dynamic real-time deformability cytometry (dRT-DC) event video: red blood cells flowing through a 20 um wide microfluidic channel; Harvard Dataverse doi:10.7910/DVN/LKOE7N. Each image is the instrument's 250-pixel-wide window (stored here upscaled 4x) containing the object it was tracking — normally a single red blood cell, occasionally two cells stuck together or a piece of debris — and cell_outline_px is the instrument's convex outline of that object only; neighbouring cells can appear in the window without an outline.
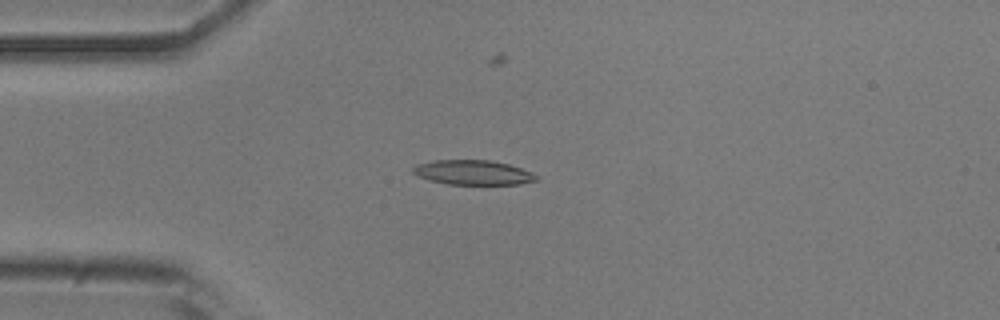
{"species": "common noctule bat (a hibernating species)", "species_latin": "Nyctalus noctula", "temperature_condition": "room temperature", "stored_images_in_passage": 42, "camera_frame_rate_fps": 3000, "um_per_image_px": 0.085, "animal": {"sex": "male", "body_mass_g": 20.5, "forearm_length_mm": 52.5}, "frame": {"image": 1, "passage_image": 13, "time_ms": 4.0, "image_size_px": [1000, 320], "cell_outline_px": [[536, 180], [520, 184], [448, 184], [416, 176], [412, 172], [412, 168], [416, 164], [436, 160], [492, 160], [508, 164], [532, 172], [536, 176]], "centroid_in_image_um": [40.17, 14.65], "position_along_channel_um": 44.8, "area_um2": 17.57}}
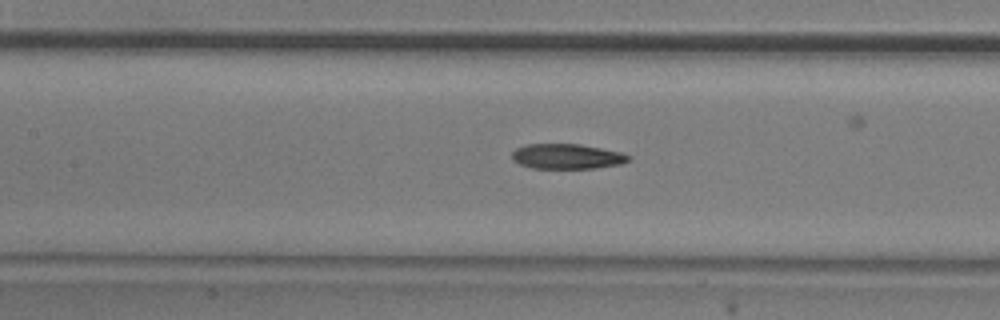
{"frame": {"image": 2, "passage_image": 23, "time_ms": 7.333, "image_size_px": [1000, 320], "cell_outline_px": [[632, 156], [628, 160], [620, 164], [596, 168], [532, 168], [520, 164], [512, 160], [512, 152], [516, 148], [528, 144], [580, 144], [620, 152]], "centroid_in_image_um": [48.17, 13.29], "position_along_channel_um": 159.2, "area_um2": 16.94}}
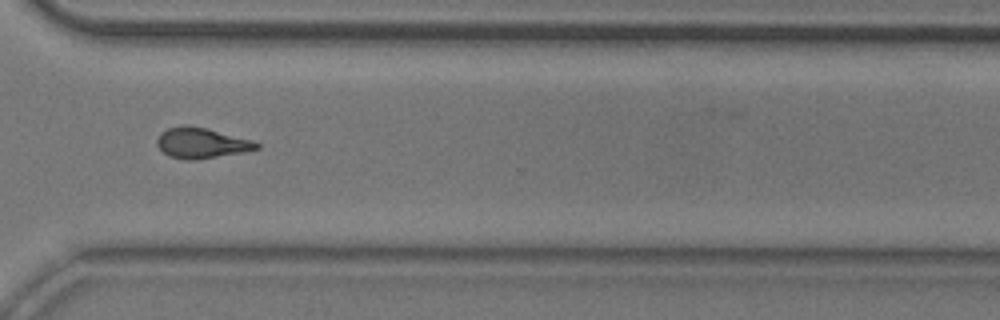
{"frame": {"image": 3, "passage_image": 38, "time_ms": 12.333, "image_size_px": [1000, 320], "cell_outline_px": [[260, 148], [244, 152], [196, 160], [188, 160], [168, 156], [156, 144], [156, 140], [160, 132], [168, 128], [184, 124], [188, 124], [252, 140], [260, 144]], "centroid_in_image_um": [17.09, 12.15], "position_along_channel_um": 353.5, "area_um2": 17.69}}